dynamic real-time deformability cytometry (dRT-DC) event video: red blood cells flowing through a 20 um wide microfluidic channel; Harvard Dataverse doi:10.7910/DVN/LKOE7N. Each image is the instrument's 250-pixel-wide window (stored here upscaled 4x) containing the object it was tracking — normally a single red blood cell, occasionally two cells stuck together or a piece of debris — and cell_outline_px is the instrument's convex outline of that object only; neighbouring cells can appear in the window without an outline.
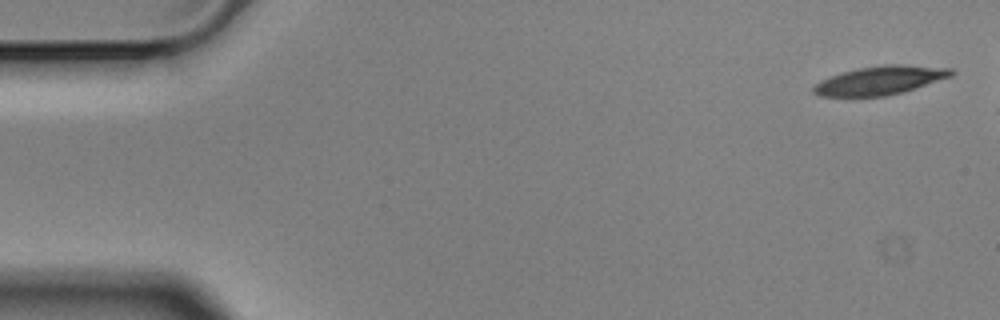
{"species": "Egyptian fruit bat (a non-hibernating species)", "species_latin": "Rousettus aegyptiacus", "temperature_condition": "cold", "stored_images_in_passage": 6, "camera_frame_rate_fps": 3000, "um_per_image_px": 0.085, "animal": {"sex": "male"}, "frame": {"image": 1, "passage_image": 1, "time_ms": 0.0, "image_size_px": [1000, 320], "cell_outline_px": [[956, 72], [952, 76], [904, 92], [884, 96], [820, 96], [812, 92], [812, 88], [820, 80], [844, 72], [860, 68], [884, 64], [900, 64], [952, 68]], "centroid_in_image_um": [74.85, 6.83], "position_along_channel_um": 10.1, "area_um2": 22.89}}